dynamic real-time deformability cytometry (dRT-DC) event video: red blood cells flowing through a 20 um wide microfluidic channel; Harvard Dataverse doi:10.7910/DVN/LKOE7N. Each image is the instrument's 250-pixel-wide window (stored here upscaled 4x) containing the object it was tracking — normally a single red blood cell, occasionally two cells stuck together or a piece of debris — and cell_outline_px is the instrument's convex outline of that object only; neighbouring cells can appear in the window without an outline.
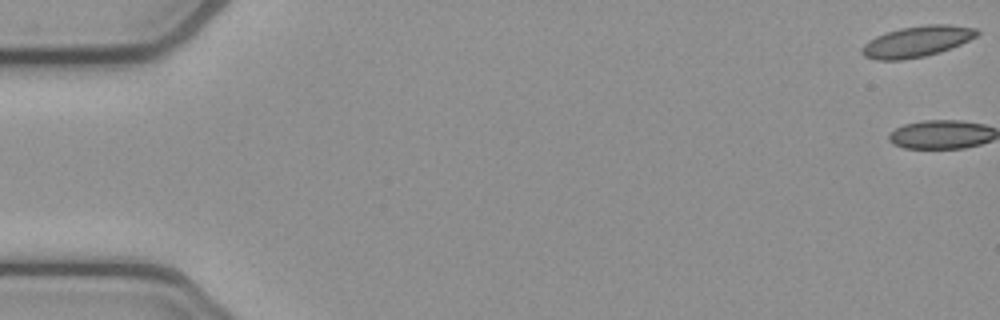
{"species": "common noctule bat (a hibernating species)", "species_latin": "Nyctalus noctula", "temperature_condition": "cold", "stored_images_in_passage": 2, "camera_frame_rate_fps": 3000, "um_per_image_px": 0.085, "animal": {"sex": "female", "body_mass_g": 21.9}, "frame": {"image": 1, "passage_image": 1, "time_ms": 0.0, "image_size_px": [1000, 320], "cell_outline_px": [[980, 32], [976, 36], [960, 44], [940, 52], [924, 56], [900, 60], [876, 60], [864, 56], [860, 52], [860, 48], [868, 40], [876, 36], [900, 28], [928, 24], [948, 24], [976, 28]], "centroid_in_image_um": [77.91, 3.53], "position_along_channel_um": 7.1, "area_um2": 20.69}}